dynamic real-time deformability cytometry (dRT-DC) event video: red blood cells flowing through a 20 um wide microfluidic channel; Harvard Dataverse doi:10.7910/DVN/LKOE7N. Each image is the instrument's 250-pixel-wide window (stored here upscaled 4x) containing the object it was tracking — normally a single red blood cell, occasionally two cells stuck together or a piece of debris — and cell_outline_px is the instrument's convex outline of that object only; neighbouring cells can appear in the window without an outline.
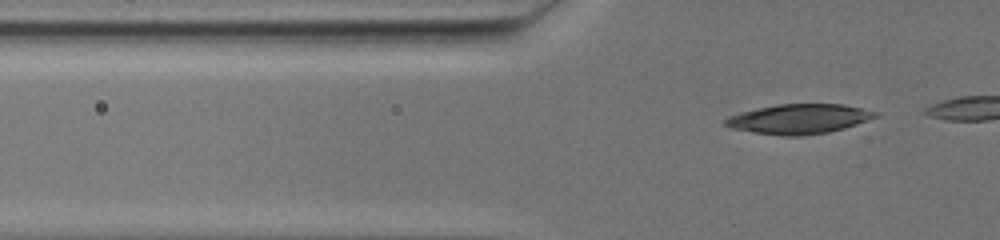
{"species": "common noctule bat (a hibernating species)", "species_latin": "Nyctalus noctula", "temperature_condition": "warm", "stored_images_in_passage": 37, "camera_frame_rate_fps": 3000, "um_per_image_px": 0.085, "animal": {"sex": "female", "body_mass_g": 19.5, "forearm_length_mm": 54.1}, "frame": {"image": 1, "passage_image": 6, "time_ms": 1.667, "image_size_px": [1000, 240], "cell_outline_px": [[880, 116], [844, 128], [828, 132], [800, 136], [784, 136], [752, 132], [732, 128], [720, 124], [720, 120], [728, 116], [740, 112], [780, 104], [844, 104], [880, 112]], "centroid_in_image_um": [67.89, 10.11], "position_along_channel_um": 57.9, "area_um2": 26.18}}
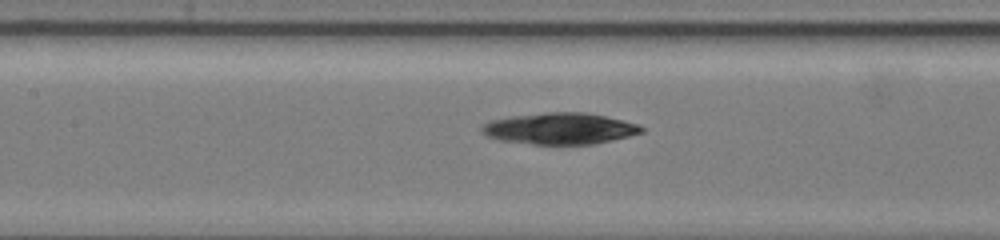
{"frame": {"image": 2, "passage_image": 18, "time_ms": 5.667, "image_size_px": [1000, 240], "cell_outline_px": [[644, 132], [596, 144], [532, 144], [500, 140], [484, 136], [480, 132], [480, 124], [488, 120], [512, 116], [544, 112], [584, 112], [604, 116], [640, 124], [644, 128]], "centroid_in_image_um": [47.52, 10.92], "position_along_channel_um": 159.9, "area_um2": 29.54}}
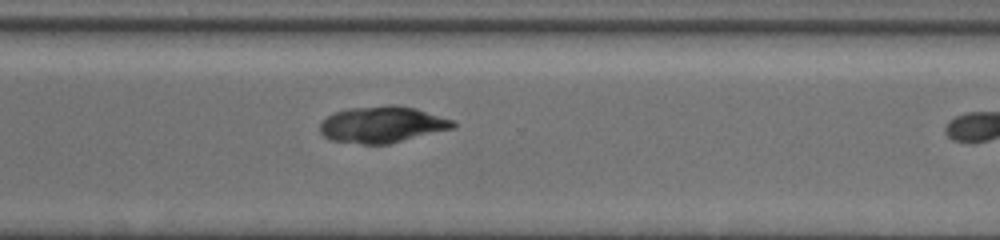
{"frame": {"image": 3, "passage_image": 36, "time_ms": 11.667, "image_size_px": [1000, 240], "cell_outline_px": [[456, 128], [388, 144], [360, 144], [328, 140], [320, 132], [320, 124], [332, 112], [348, 108], [416, 108], [452, 120], [456, 124]], "centroid_in_image_um": [32.46, 10.64], "position_along_channel_um": 338.1, "area_um2": 27.46}}